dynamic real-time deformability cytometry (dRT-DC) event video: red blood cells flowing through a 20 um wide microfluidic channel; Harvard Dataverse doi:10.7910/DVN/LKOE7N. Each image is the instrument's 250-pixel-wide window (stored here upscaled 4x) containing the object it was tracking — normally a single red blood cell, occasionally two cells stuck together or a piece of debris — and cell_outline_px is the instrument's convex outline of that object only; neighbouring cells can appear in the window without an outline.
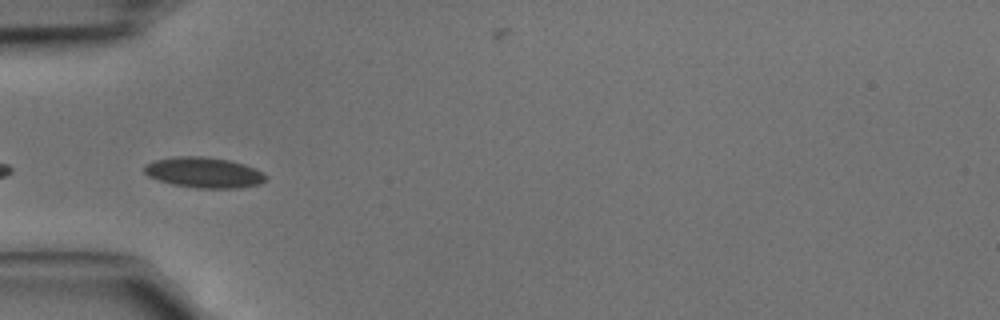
{"species": "common noctule bat (a hibernating species)", "species_latin": "Nyctalus noctula", "temperature_condition": "cold", "stored_images_in_passage": 7, "camera_frame_rate_fps": 3000, "um_per_image_px": 0.085, "animal": {"sex": "male", "body_mass_g": 15.6}, "frame": {"image": 1, "passage_image": 3, "time_ms": 0.667, "image_size_px": [1000, 320], "cell_outline_px": [[268, 176], [260, 184], [240, 188], [196, 188], [172, 184], [148, 176], [144, 172], [144, 168], [148, 164], [156, 160], [176, 156], [204, 156], [228, 160], [244, 164], [256, 168], [264, 172]], "centroid_in_image_um": [17.38, 14.67], "position_along_channel_um": 67.6, "area_um2": 21.62}}